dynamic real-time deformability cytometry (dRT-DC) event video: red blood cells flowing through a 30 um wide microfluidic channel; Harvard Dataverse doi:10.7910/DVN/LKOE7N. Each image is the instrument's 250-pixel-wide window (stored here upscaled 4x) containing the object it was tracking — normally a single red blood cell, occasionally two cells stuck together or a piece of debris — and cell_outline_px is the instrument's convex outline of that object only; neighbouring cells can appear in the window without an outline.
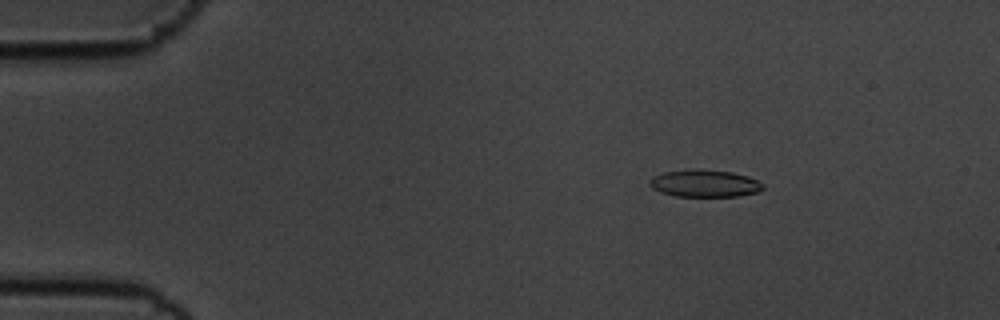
{"species": "common noctule bat (a hibernating species)", "species_latin": "Nyctalus noctula", "temperature_condition": "cold", "stored_images_in_passage": 49, "camera_frame_rate_fps": 3000, "um_per_image_px": 0.085, "animal": {"sex": "male", "body_mass_g": 19.5, "forearm_length_mm": 54.6}, "frame": {"image": 1, "passage_image": 1, "time_ms": 0.0, "image_size_px": [1000, 320], "cell_outline_px": [[764, 188], [760, 192], [740, 196], [676, 196], [660, 192], [652, 188], [648, 184], [648, 180], [652, 176], [664, 172], [732, 172], [748, 176], [764, 184]], "centroid_in_image_um": [59.92, 15.64], "position_along_channel_um": 25.1, "area_um2": 17.28}}
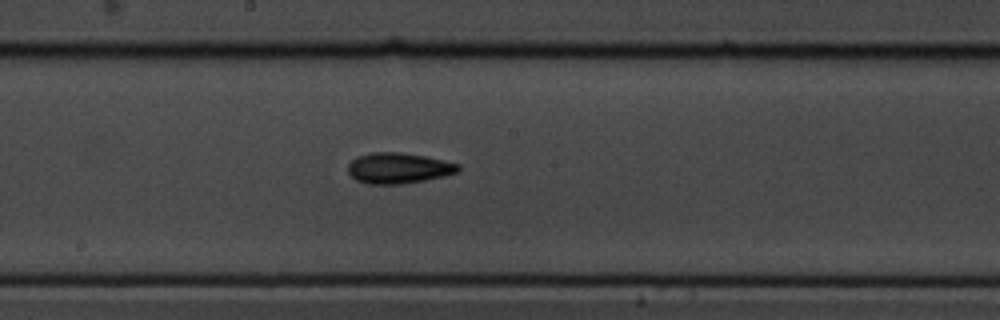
{"frame": {"image": 2, "passage_image": 23, "time_ms": 7.333, "image_size_px": [1000, 320], "cell_outline_px": [[460, 168], [456, 172], [444, 176], [424, 180], [400, 184], [368, 184], [356, 180], [348, 172], [348, 164], [356, 156], [372, 152], [400, 152], [424, 156], [460, 164]], "centroid_in_image_um": [33.84, 14.28], "position_along_channel_um": 214.4, "area_um2": 19.65}}
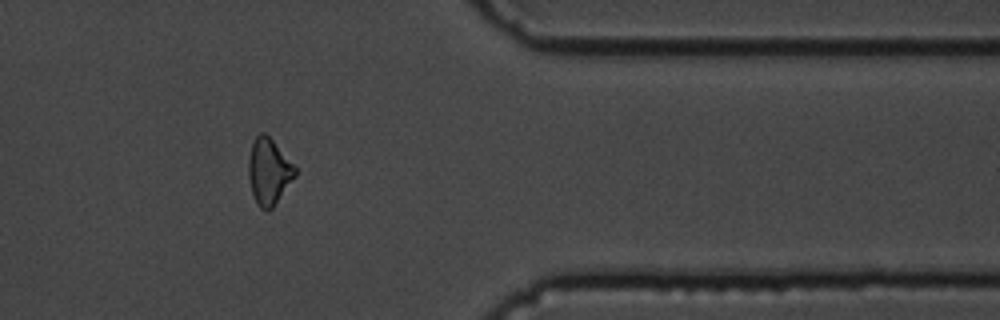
{"frame": {"image": 3, "passage_image": 39, "time_ms": 12.667, "image_size_px": [1000, 320], "cell_outline_px": [[296, 176], [272, 208], [268, 212], [260, 208], [256, 204], [252, 192], [248, 176], [248, 160], [252, 144], [256, 136], [260, 132], [264, 132], [272, 140], [296, 168]], "centroid_in_image_um": [22.83, 14.61], "position_along_channel_um": 388.6, "area_um2": 17.8}, "authors_computed_cell_mechanics": {"area_um2": 18.6694, "velocity_mm_per_s": 3.5594, "shape_relaxation_time_tau1_ms": 2.9633, "shape_relaxation_time_tau2_ms": 5.6284, "deformation_change_tau1": 0.1132, "deformation_change_tau2": 0.1224}}